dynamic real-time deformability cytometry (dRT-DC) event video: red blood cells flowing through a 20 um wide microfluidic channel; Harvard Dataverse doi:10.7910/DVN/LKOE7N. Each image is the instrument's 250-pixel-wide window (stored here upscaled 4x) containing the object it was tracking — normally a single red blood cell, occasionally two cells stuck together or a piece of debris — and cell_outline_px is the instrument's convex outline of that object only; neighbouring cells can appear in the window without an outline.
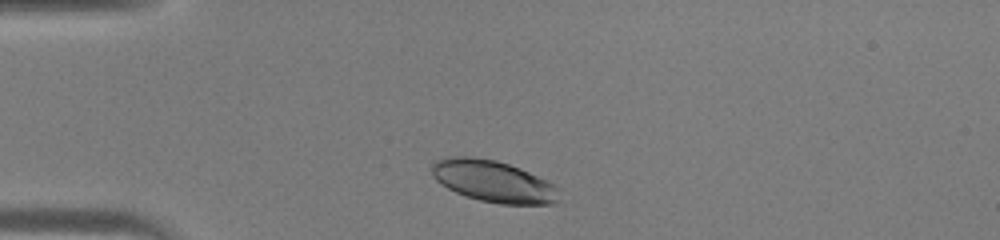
{"species": "human", "species_latin": "Homo sapiens", "temperature_condition": "warm", "stored_images_in_passage": 31, "camera_frame_rate_fps": 3000, "um_per_image_px": 0.085, "donor": {"sex": "male"}, "frame": {"image": 1, "passage_image": 3, "time_ms": 0.667, "image_size_px": [1000, 240], "cell_outline_px": [[560, 200], [556, 204], [500, 204], [480, 200], [456, 192], [448, 188], [436, 180], [432, 176], [432, 164], [436, 160], [448, 156], [472, 156], [496, 160], [520, 168], [560, 188]], "centroid_in_image_um": [41.95, 15.41], "position_along_channel_um": 43.1, "area_um2": 30.92}}
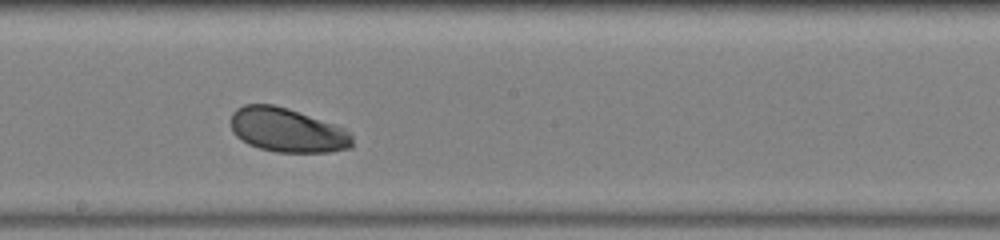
{"frame": {"image": 2, "passage_image": 17, "time_ms": 5.333, "image_size_px": [1000, 240], "cell_outline_px": [[352, 148], [328, 152], [276, 152], [260, 148], [248, 144], [236, 136], [232, 132], [232, 112], [236, 108], [244, 104], [272, 104], [288, 108], [344, 128], [352, 136]], "centroid_in_image_um": [24.4, 11.06], "position_along_channel_um": 223.8, "area_um2": 31.15}}
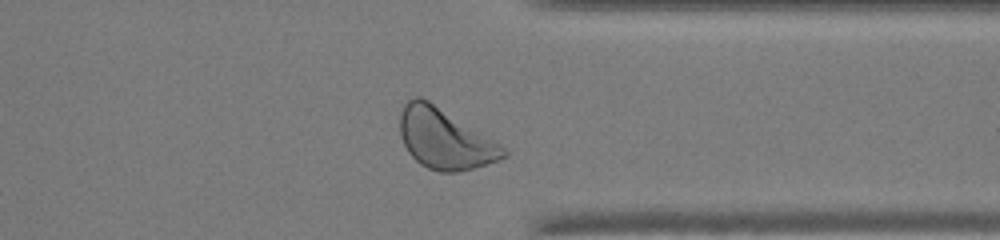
{"frame": {"image": 3, "passage_image": 27, "time_ms": 8.667, "image_size_px": [1000, 240], "cell_outline_px": [[508, 156], [500, 160], [472, 168], [456, 172], [440, 172], [428, 168], [420, 164], [408, 152], [400, 136], [400, 112], [404, 104], [408, 100], [416, 96], [420, 96], [428, 100], [500, 144], [508, 152]], "centroid_in_image_um": [37.78, 11.81], "position_along_channel_um": 373.6, "area_um2": 36.01}}